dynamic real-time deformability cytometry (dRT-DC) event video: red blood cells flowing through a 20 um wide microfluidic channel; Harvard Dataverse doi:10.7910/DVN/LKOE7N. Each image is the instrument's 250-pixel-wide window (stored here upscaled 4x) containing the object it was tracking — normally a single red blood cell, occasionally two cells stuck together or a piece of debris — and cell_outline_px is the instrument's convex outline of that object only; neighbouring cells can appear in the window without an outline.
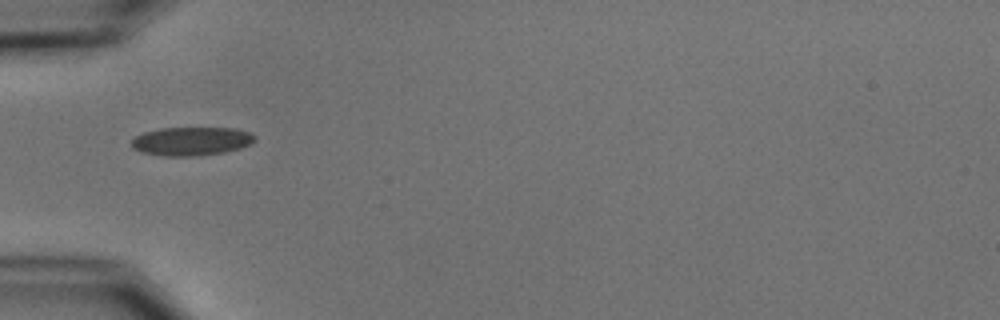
{"species": "common noctule bat (a hibernating species)", "species_latin": "Nyctalus noctula", "temperature_condition": "cold", "stored_images_in_passage": 27, "camera_frame_rate_fps": 3000, "um_per_image_px": 0.085, "animal": {"sex": "male", "body_mass_g": 15.6}, "frame": {"image": 1, "passage_image": 1, "time_ms": 0.0, "image_size_px": [1000, 320], "cell_outline_px": [[256, 140], [252, 144], [240, 148], [224, 152], [200, 156], [164, 156], [144, 152], [132, 148], [132, 140], [136, 136], [144, 132], [160, 128], [236, 128], [252, 132], [256, 136]], "centroid_in_image_um": [16.33, 12.0], "position_along_channel_um": 68.7, "area_um2": 20.69}}
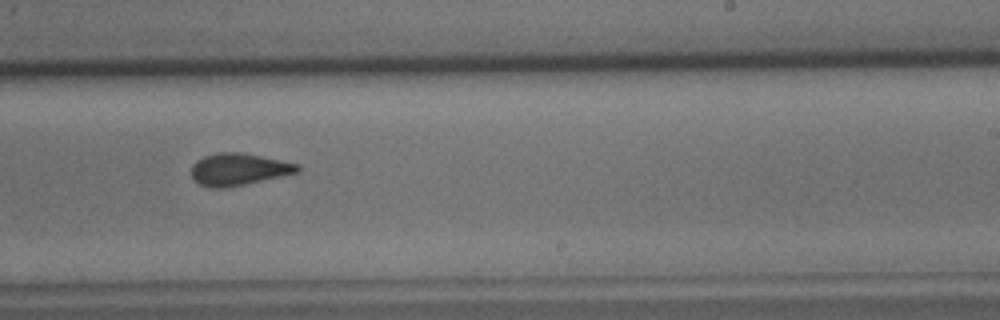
{"frame": {"image": 2, "passage_image": 17, "time_ms": 5.333, "image_size_px": [1000, 320], "cell_outline_px": [[300, 172], [284, 176], [224, 188], [208, 188], [200, 184], [192, 176], [192, 164], [196, 160], [204, 156], [220, 152], [240, 152], [300, 164]], "centroid_in_image_um": [20.3, 14.39], "position_along_channel_um": 268.7, "area_um2": 19.83}}
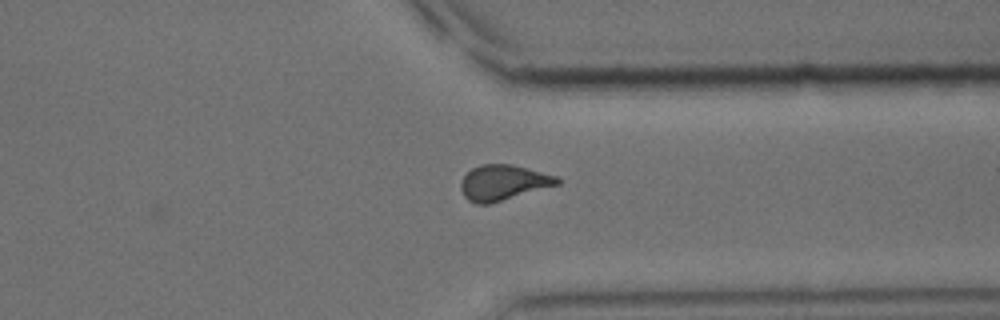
{"frame": {"image": 3, "passage_image": 25, "time_ms": 8.0, "image_size_px": [1000, 320], "cell_outline_px": [[560, 184], [488, 204], [476, 204], [468, 200], [464, 196], [460, 188], [460, 184], [464, 176], [472, 168], [480, 164], [512, 164], [556, 176], [560, 180]], "centroid_in_image_um": [42.75, 15.52], "position_along_channel_um": 368.7, "area_um2": 19.71}, "authors_computed_cell_mechanics": {"area_um2": 19.9988, "velocity_mm_per_s": 3.7484, "shape_relaxation_time_tau1_ms": 8.4136, "shape_relaxation_time_tau2_ms": 1.5398, "deformation_change_tau1": 0.1497, "deformation_change_tau2": 0.0655}}